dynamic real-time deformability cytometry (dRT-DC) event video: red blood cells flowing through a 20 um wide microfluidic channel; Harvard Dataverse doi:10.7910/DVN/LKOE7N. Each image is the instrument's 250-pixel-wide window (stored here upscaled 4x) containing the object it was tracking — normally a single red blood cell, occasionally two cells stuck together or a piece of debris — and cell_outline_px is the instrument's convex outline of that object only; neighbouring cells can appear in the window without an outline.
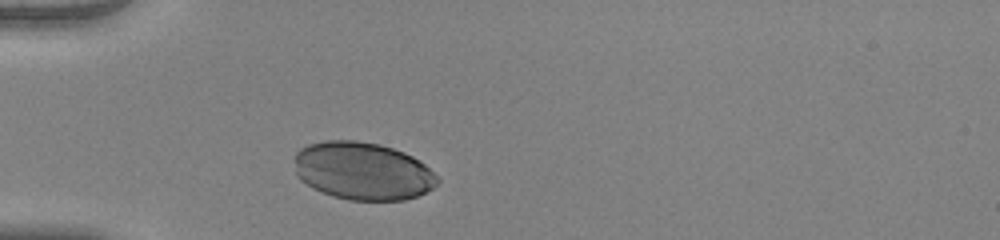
{"species": "human", "species_latin": "Homo sapiens", "temperature_condition": "warm", "stored_images_in_passage": 41, "camera_frame_rate_fps": 3000, "um_per_image_px": 0.085, "donor": {"sex": "female"}, "frame": {"image": 1, "passage_image": 3, "time_ms": 0.667, "image_size_px": [1000, 240], "cell_outline_px": [[440, 180], [432, 188], [416, 196], [404, 200], [348, 200], [332, 196], [312, 188], [300, 180], [296, 176], [296, 152], [300, 148], [308, 144], [324, 140], [356, 140], [380, 144], [404, 152], [412, 156], [424, 164]], "centroid_in_image_um": [30.8, 14.53], "position_along_channel_um": 54.2, "area_um2": 48.15}}
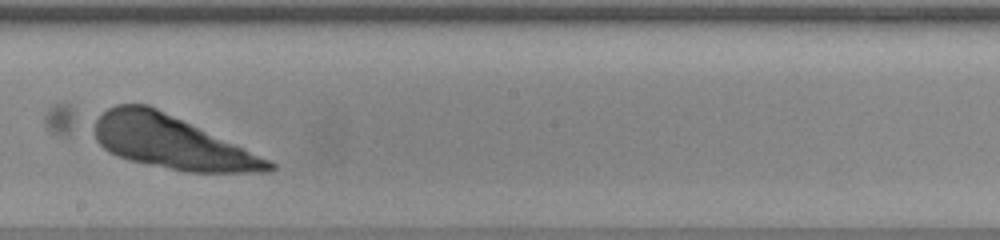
{"frame": {"image": 2, "passage_image": 18, "time_ms": 5.667, "image_size_px": [1000, 240], "cell_outline_px": [[276, 168], [272, 172], [188, 172], [128, 160], [116, 156], [108, 152], [96, 140], [96, 120], [108, 108], [116, 104], [148, 104], [244, 148], [276, 164]], "centroid_in_image_um": [14.57, 12.1], "position_along_channel_um": 233.6, "area_um2": 53.0}}
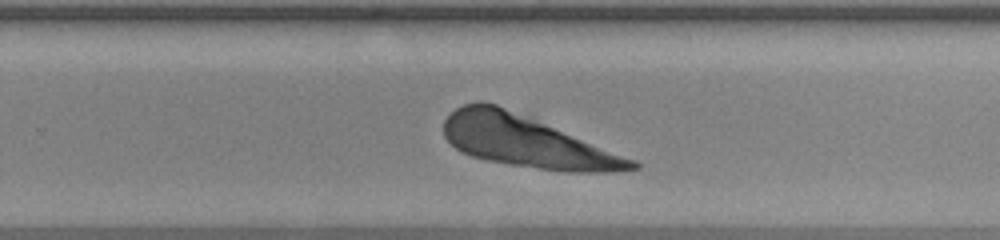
{"frame": {"image": 3, "passage_image": 22, "time_ms": 7.0, "image_size_px": [1000, 240], "cell_outline_px": [[640, 168], [612, 172], [564, 172], [512, 164], [488, 160], [472, 156], [460, 152], [444, 136], [444, 120], [456, 108], [464, 104], [480, 100], [496, 104], [636, 160], [640, 164]], "centroid_in_image_um": [44.74, 12.03], "position_along_channel_um": 285.1, "area_um2": 55.72}}